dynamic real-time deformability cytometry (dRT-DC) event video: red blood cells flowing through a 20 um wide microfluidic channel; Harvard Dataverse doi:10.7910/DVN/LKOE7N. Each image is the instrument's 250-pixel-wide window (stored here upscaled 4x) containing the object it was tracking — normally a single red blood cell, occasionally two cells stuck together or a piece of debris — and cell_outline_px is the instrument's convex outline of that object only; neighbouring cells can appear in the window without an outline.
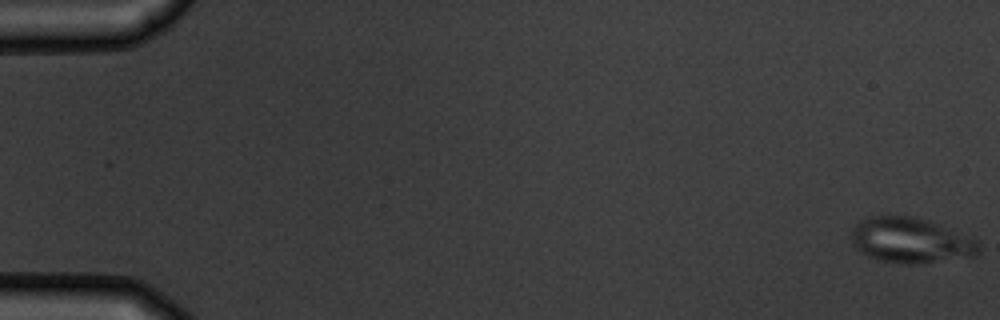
{"species": "common noctule bat (a hibernating species)", "species_latin": "Nyctalus noctula", "temperature_condition": "warm", "stored_images_in_passage": 5, "camera_frame_rate_fps": 3000, "um_per_image_px": 0.085, "animal": {"sex": "male", "body_mass_g": 19.5, "forearm_length_mm": 54.6}, "frame": {"image": 1, "passage_image": 1, "time_ms": 0.0, "image_size_px": [1000, 320], "cell_outline_px": [[980, 252], [976, 256], [920, 264], [900, 264], [880, 260], [868, 256], [860, 252], [856, 248], [852, 240], [852, 228], [860, 220], [868, 216], [912, 216], [928, 220], [980, 240]], "centroid_in_image_um": [77.45, 20.44], "position_along_channel_um": 7.6, "area_um2": 34.04}}